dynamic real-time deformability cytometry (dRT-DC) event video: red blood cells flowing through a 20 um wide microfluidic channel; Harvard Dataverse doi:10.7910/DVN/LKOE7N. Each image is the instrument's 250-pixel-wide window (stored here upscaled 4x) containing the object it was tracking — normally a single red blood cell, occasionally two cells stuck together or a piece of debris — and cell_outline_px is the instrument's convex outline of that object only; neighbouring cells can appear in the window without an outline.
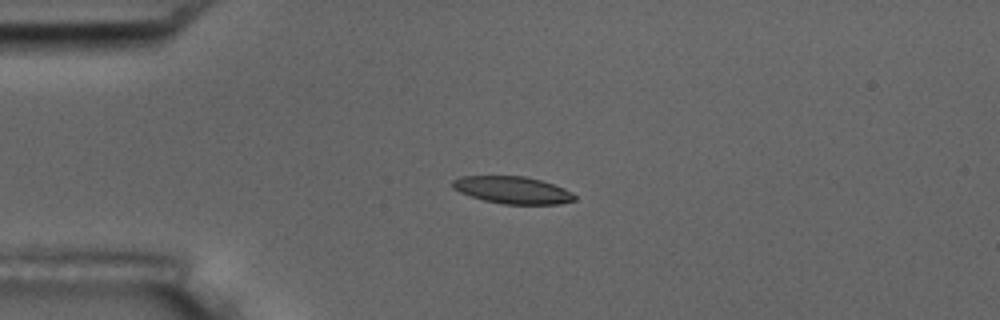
{"species": "common noctule bat (a hibernating species)", "species_latin": "Nyctalus noctula", "temperature_condition": "room temperature", "stored_images_in_passage": 5, "camera_frame_rate_fps": 3000, "um_per_image_px": 0.085, "animal": {"sex": "male", "body_mass_g": 17.5, "forearm_length_mm": 52.3}, "frame": {"image": 1, "passage_image": 4, "time_ms": 3.667, "image_size_px": [1000, 320], "cell_outline_px": [[576, 200], [560, 204], [504, 204], [484, 200], [460, 192], [452, 188], [452, 180], [460, 176], [524, 176], [540, 180], [564, 188], [572, 192], [576, 196]], "centroid_in_image_um": [43.57, 16.15], "position_along_channel_um": 41.4, "area_um2": 19.31}}